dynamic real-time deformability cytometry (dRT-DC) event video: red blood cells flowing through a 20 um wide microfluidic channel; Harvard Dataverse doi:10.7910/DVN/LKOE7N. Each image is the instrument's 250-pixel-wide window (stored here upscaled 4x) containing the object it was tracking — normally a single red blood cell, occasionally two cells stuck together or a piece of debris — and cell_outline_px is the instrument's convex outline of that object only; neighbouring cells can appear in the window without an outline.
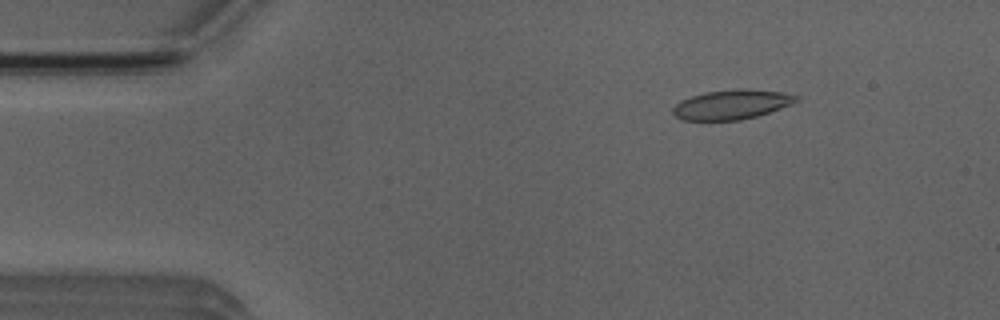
{"species": "Egyptian fruit bat (a non-hibernating species)", "species_latin": "Rousettus aegyptiacus", "temperature_condition": "room temperature", "stored_images_in_passage": 4, "camera_frame_rate_fps": 3000, "um_per_image_px": 0.085, "animal": {"sex": "male"}, "frame": {"image": 1, "passage_image": 2, "time_ms": 1.333, "image_size_px": [1000, 320], "cell_outline_px": [[800, 100], [792, 104], [756, 116], [740, 120], [680, 120], [672, 112], [672, 108], [680, 100], [704, 92], [736, 88], [748, 88], [780, 92], [800, 96]], "centroid_in_image_um": [62.19, 8.87], "position_along_channel_um": 22.8, "area_um2": 21.39}}